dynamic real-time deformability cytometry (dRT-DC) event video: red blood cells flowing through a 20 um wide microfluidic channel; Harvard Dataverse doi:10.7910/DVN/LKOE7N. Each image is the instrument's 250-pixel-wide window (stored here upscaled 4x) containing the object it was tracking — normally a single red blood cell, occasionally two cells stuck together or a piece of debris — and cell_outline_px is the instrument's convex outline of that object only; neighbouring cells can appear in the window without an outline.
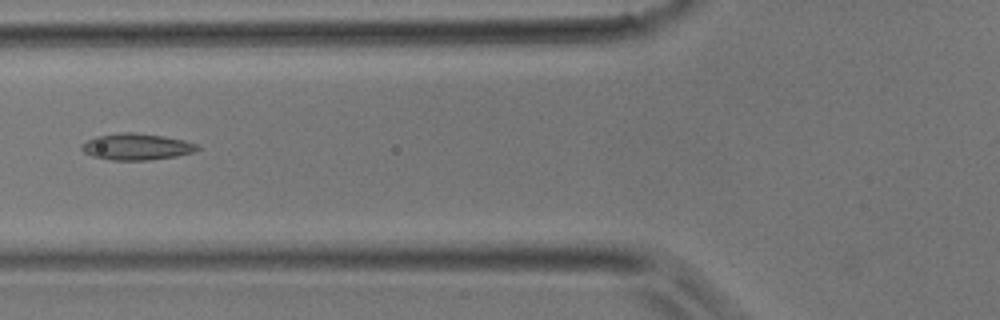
{"species": "common noctule bat (a hibernating species)", "species_latin": "Nyctalus noctula", "temperature_condition": "room temperature", "stored_images_in_passage": 4, "camera_frame_rate_fps": 3000, "um_per_image_px": 0.085, "animal": {"sex": "male", "body_mass_g": 17.9}, "frame": {"image": 1, "passage_image": 4, "time_ms": 3.333, "image_size_px": [1000, 320], "cell_outline_px": [[200, 148], [192, 152], [176, 156], [148, 160], [112, 160], [92, 156], [84, 152], [80, 148], [80, 144], [96, 136], [120, 132], [132, 132], [164, 136], [184, 140], [196, 144]], "centroid_in_image_um": [11.57, 12.46], "position_along_channel_um": 114.2, "area_um2": 17.8}}